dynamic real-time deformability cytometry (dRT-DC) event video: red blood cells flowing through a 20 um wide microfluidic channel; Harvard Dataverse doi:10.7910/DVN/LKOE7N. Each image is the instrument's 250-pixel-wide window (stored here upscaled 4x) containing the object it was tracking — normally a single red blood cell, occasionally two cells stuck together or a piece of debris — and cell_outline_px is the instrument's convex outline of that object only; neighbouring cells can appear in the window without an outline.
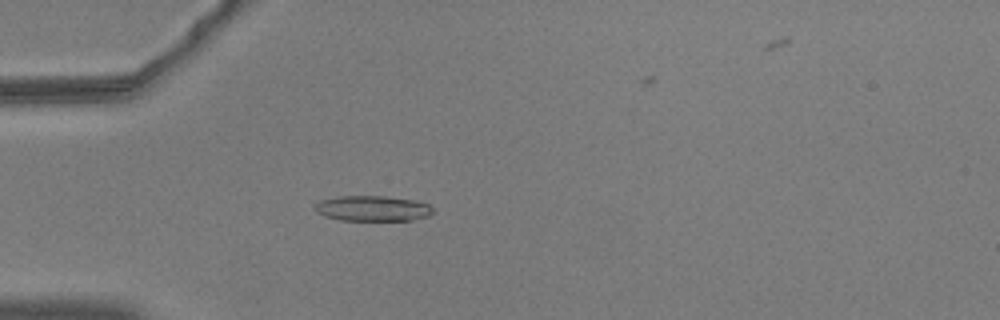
{"species": "common noctule bat (a hibernating species)", "species_latin": "Nyctalus noctula", "temperature_condition": "warm", "stored_images_in_passage": 48, "camera_frame_rate_fps": 3000, "um_per_image_px": 0.085, "animal": {"sex": "male", "body_mass_g": 20.5, "forearm_length_mm": 52.5}, "frame": {"image": 1, "passage_image": 8, "time_ms": 2.333, "image_size_px": [1000, 320], "cell_outline_px": [[436, 212], [428, 216], [412, 220], [340, 220], [324, 216], [316, 212], [312, 208], [320, 200], [336, 196], [384, 196], [412, 200], [428, 204]], "centroid_in_image_um": [31.64, 17.72], "position_along_channel_um": 53.4, "area_um2": 17.57}}
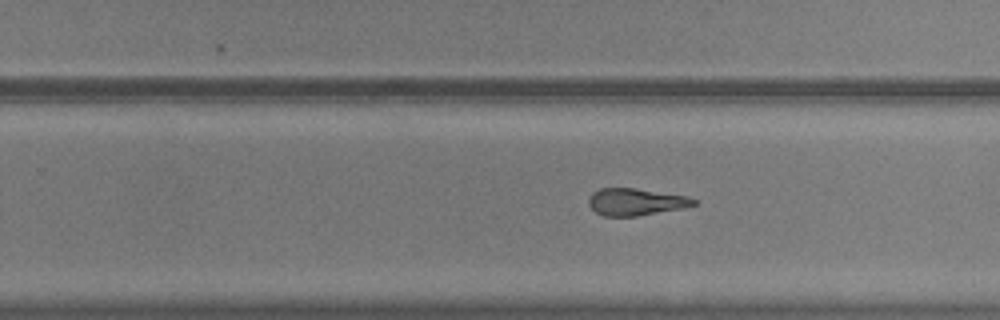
{"frame": {"image": 2, "passage_image": 27, "time_ms": 8.667, "image_size_px": [1000, 320], "cell_outline_px": [[696, 204], [684, 208], [636, 216], [604, 216], [596, 212], [588, 204], [588, 196], [592, 192], [600, 188], [636, 188], [688, 196], [696, 200]], "centroid_in_image_um": [54.02, 17.15], "position_along_channel_um": 275.8, "area_um2": 16.65}}
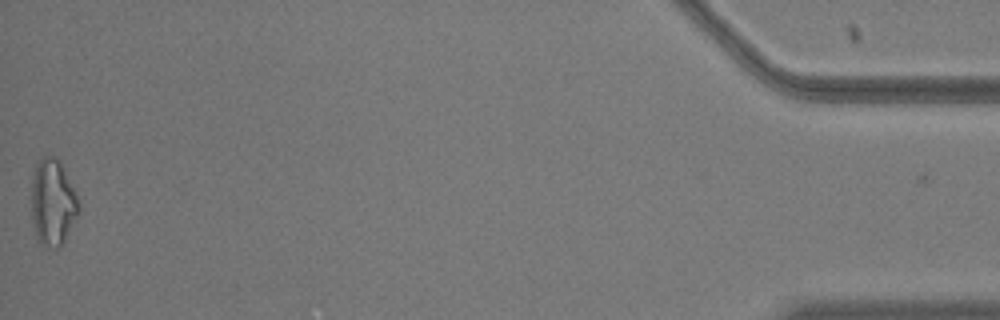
{"frame": {"image": 3, "passage_image": 47, "time_ms": 15.333, "image_size_px": [1000, 320], "cell_outline_px": [[80, 208], [60, 248], [48, 248], [40, 244], [36, 236], [32, 224], [32, 180], [36, 164], [44, 156], [56, 156], [60, 160], [80, 204]], "centroid_in_image_um": [4.47, 17.22], "position_along_channel_um": 430.7, "area_um2": 23.64}}